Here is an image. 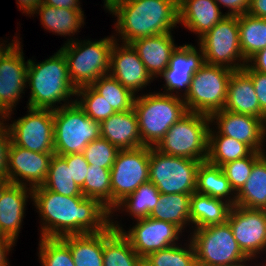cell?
<instances>
[{"label":"cell","mask_w":266,"mask_h":266,"mask_svg":"<svg viewBox=\"0 0 266 266\" xmlns=\"http://www.w3.org/2000/svg\"><path fill=\"white\" fill-rule=\"evenodd\" d=\"M227 222L240 249L251 261L266 250V210L234 205Z\"/></svg>","instance_id":"cell-16"},{"label":"cell","mask_w":266,"mask_h":266,"mask_svg":"<svg viewBox=\"0 0 266 266\" xmlns=\"http://www.w3.org/2000/svg\"><path fill=\"white\" fill-rule=\"evenodd\" d=\"M35 63L29 59L27 83L31 91L27 107L55 110L61 101L65 102L63 106L74 103H69L68 98L76 95L77 88L70 79L63 53L58 50L49 59Z\"/></svg>","instance_id":"cell-3"},{"label":"cell","mask_w":266,"mask_h":266,"mask_svg":"<svg viewBox=\"0 0 266 266\" xmlns=\"http://www.w3.org/2000/svg\"><path fill=\"white\" fill-rule=\"evenodd\" d=\"M0 176L8 182V154L11 144V135L8 125L4 123L3 117H0Z\"/></svg>","instance_id":"cell-45"},{"label":"cell","mask_w":266,"mask_h":266,"mask_svg":"<svg viewBox=\"0 0 266 266\" xmlns=\"http://www.w3.org/2000/svg\"><path fill=\"white\" fill-rule=\"evenodd\" d=\"M70 167V173L74 182L81 188L84 185L88 173V162L83 153H75L61 156Z\"/></svg>","instance_id":"cell-44"},{"label":"cell","mask_w":266,"mask_h":266,"mask_svg":"<svg viewBox=\"0 0 266 266\" xmlns=\"http://www.w3.org/2000/svg\"><path fill=\"white\" fill-rule=\"evenodd\" d=\"M42 4L56 8L81 9L79 0H42Z\"/></svg>","instance_id":"cell-50"},{"label":"cell","mask_w":266,"mask_h":266,"mask_svg":"<svg viewBox=\"0 0 266 266\" xmlns=\"http://www.w3.org/2000/svg\"><path fill=\"white\" fill-rule=\"evenodd\" d=\"M210 116L187 112L174 123L155 148L161 153L206 161Z\"/></svg>","instance_id":"cell-6"},{"label":"cell","mask_w":266,"mask_h":266,"mask_svg":"<svg viewBox=\"0 0 266 266\" xmlns=\"http://www.w3.org/2000/svg\"><path fill=\"white\" fill-rule=\"evenodd\" d=\"M233 70L204 63L192 77L187 95L182 98L188 112L211 116L224 109Z\"/></svg>","instance_id":"cell-8"},{"label":"cell","mask_w":266,"mask_h":266,"mask_svg":"<svg viewBox=\"0 0 266 266\" xmlns=\"http://www.w3.org/2000/svg\"><path fill=\"white\" fill-rule=\"evenodd\" d=\"M137 223L129 231L110 219V225L115 231H120L129 241L134 251L145 258L154 251H159L176 245L182 230L173 223L159 221L151 217L136 219Z\"/></svg>","instance_id":"cell-15"},{"label":"cell","mask_w":266,"mask_h":266,"mask_svg":"<svg viewBox=\"0 0 266 266\" xmlns=\"http://www.w3.org/2000/svg\"><path fill=\"white\" fill-rule=\"evenodd\" d=\"M28 114L9 124L11 141L39 153L54 152V115L51 109L27 108Z\"/></svg>","instance_id":"cell-13"},{"label":"cell","mask_w":266,"mask_h":266,"mask_svg":"<svg viewBox=\"0 0 266 266\" xmlns=\"http://www.w3.org/2000/svg\"><path fill=\"white\" fill-rule=\"evenodd\" d=\"M160 192L157 187L150 181L141 184L132 194L126 196L119 202L110 212V218L113 211L120 210L125 207V211L129 212L131 217L135 219L149 217L152 210L160 200Z\"/></svg>","instance_id":"cell-35"},{"label":"cell","mask_w":266,"mask_h":266,"mask_svg":"<svg viewBox=\"0 0 266 266\" xmlns=\"http://www.w3.org/2000/svg\"><path fill=\"white\" fill-rule=\"evenodd\" d=\"M76 96L81 98L74 101L94 121L101 123L116 113L105 98L98 94L90 85L77 88Z\"/></svg>","instance_id":"cell-41"},{"label":"cell","mask_w":266,"mask_h":266,"mask_svg":"<svg viewBox=\"0 0 266 266\" xmlns=\"http://www.w3.org/2000/svg\"><path fill=\"white\" fill-rule=\"evenodd\" d=\"M27 194L32 199V188L6 181L0 185V229L14 243L21 229Z\"/></svg>","instance_id":"cell-21"},{"label":"cell","mask_w":266,"mask_h":266,"mask_svg":"<svg viewBox=\"0 0 266 266\" xmlns=\"http://www.w3.org/2000/svg\"><path fill=\"white\" fill-rule=\"evenodd\" d=\"M39 258L42 266H75L68 244L61 237H40Z\"/></svg>","instance_id":"cell-40"},{"label":"cell","mask_w":266,"mask_h":266,"mask_svg":"<svg viewBox=\"0 0 266 266\" xmlns=\"http://www.w3.org/2000/svg\"><path fill=\"white\" fill-rule=\"evenodd\" d=\"M220 10L215 0H181L178 3L179 23L197 33L200 39L226 16Z\"/></svg>","instance_id":"cell-25"},{"label":"cell","mask_w":266,"mask_h":266,"mask_svg":"<svg viewBox=\"0 0 266 266\" xmlns=\"http://www.w3.org/2000/svg\"><path fill=\"white\" fill-rule=\"evenodd\" d=\"M14 242L11 239H2L0 240V266H9L7 259V254L12 250Z\"/></svg>","instance_id":"cell-51"},{"label":"cell","mask_w":266,"mask_h":266,"mask_svg":"<svg viewBox=\"0 0 266 266\" xmlns=\"http://www.w3.org/2000/svg\"><path fill=\"white\" fill-rule=\"evenodd\" d=\"M106 9H109L115 2L119 0H103Z\"/></svg>","instance_id":"cell-53"},{"label":"cell","mask_w":266,"mask_h":266,"mask_svg":"<svg viewBox=\"0 0 266 266\" xmlns=\"http://www.w3.org/2000/svg\"><path fill=\"white\" fill-rule=\"evenodd\" d=\"M196 192L226 200L232 206L236 204V193L231 188L222 167L207 161L201 162L197 169Z\"/></svg>","instance_id":"cell-28"},{"label":"cell","mask_w":266,"mask_h":266,"mask_svg":"<svg viewBox=\"0 0 266 266\" xmlns=\"http://www.w3.org/2000/svg\"><path fill=\"white\" fill-rule=\"evenodd\" d=\"M36 13L40 15L41 25L46 30L65 37L75 35L85 23L82 9L56 8L41 4L34 12Z\"/></svg>","instance_id":"cell-27"},{"label":"cell","mask_w":266,"mask_h":266,"mask_svg":"<svg viewBox=\"0 0 266 266\" xmlns=\"http://www.w3.org/2000/svg\"><path fill=\"white\" fill-rule=\"evenodd\" d=\"M253 150L245 143L234 138L221 135L218 131L209 128L208 154L206 161L222 167L234 160L248 157Z\"/></svg>","instance_id":"cell-31"},{"label":"cell","mask_w":266,"mask_h":266,"mask_svg":"<svg viewBox=\"0 0 266 266\" xmlns=\"http://www.w3.org/2000/svg\"><path fill=\"white\" fill-rule=\"evenodd\" d=\"M249 15L266 19V0H250Z\"/></svg>","instance_id":"cell-49"},{"label":"cell","mask_w":266,"mask_h":266,"mask_svg":"<svg viewBox=\"0 0 266 266\" xmlns=\"http://www.w3.org/2000/svg\"><path fill=\"white\" fill-rule=\"evenodd\" d=\"M202 161L167 155L150 147L149 181L161 194H193Z\"/></svg>","instance_id":"cell-10"},{"label":"cell","mask_w":266,"mask_h":266,"mask_svg":"<svg viewBox=\"0 0 266 266\" xmlns=\"http://www.w3.org/2000/svg\"><path fill=\"white\" fill-rule=\"evenodd\" d=\"M117 22L115 31L123 43L171 32L179 24L175 0H119L109 9Z\"/></svg>","instance_id":"cell-2"},{"label":"cell","mask_w":266,"mask_h":266,"mask_svg":"<svg viewBox=\"0 0 266 266\" xmlns=\"http://www.w3.org/2000/svg\"><path fill=\"white\" fill-rule=\"evenodd\" d=\"M189 242L187 249L176 244L154 251L143 260L150 266H197L194 246L191 240Z\"/></svg>","instance_id":"cell-39"},{"label":"cell","mask_w":266,"mask_h":266,"mask_svg":"<svg viewBox=\"0 0 266 266\" xmlns=\"http://www.w3.org/2000/svg\"><path fill=\"white\" fill-rule=\"evenodd\" d=\"M32 200L43 220L41 237L99 233L110 225V211L94 198L63 196L40 185L32 188Z\"/></svg>","instance_id":"cell-1"},{"label":"cell","mask_w":266,"mask_h":266,"mask_svg":"<svg viewBox=\"0 0 266 266\" xmlns=\"http://www.w3.org/2000/svg\"><path fill=\"white\" fill-rule=\"evenodd\" d=\"M5 180L0 176V185L4 182Z\"/></svg>","instance_id":"cell-59"},{"label":"cell","mask_w":266,"mask_h":266,"mask_svg":"<svg viewBox=\"0 0 266 266\" xmlns=\"http://www.w3.org/2000/svg\"><path fill=\"white\" fill-rule=\"evenodd\" d=\"M243 69L251 76L260 109L266 115V74L253 70L248 64Z\"/></svg>","instance_id":"cell-46"},{"label":"cell","mask_w":266,"mask_h":266,"mask_svg":"<svg viewBox=\"0 0 266 266\" xmlns=\"http://www.w3.org/2000/svg\"><path fill=\"white\" fill-rule=\"evenodd\" d=\"M117 37L110 36L99 41L72 38L59 50L65 56L70 79L76 88L91 85L110 72L111 51Z\"/></svg>","instance_id":"cell-5"},{"label":"cell","mask_w":266,"mask_h":266,"mask_svg":"<svg viewBox=\"0 0 266 266\" xmlns=\"http://www.w3.org/2000/svg\"><path fill=\"white\" fill-rule=\"evenodd\" d=\"M150 146L119 150L112 168L111 211L141 184L149 181Z\"/></svg>","instance_id":"cell-12"},{"label":"cell","mask_w":266,"mask_h":266,"mask_svg":"<svg viewBox=\"0 0 266 266\" xmlns=\"http://www.w3.org/2000/svg\"><path fill=\"white\" fill-rule=\"evenodd\" d=\"M58 107L53 110L56 155L83 153L90 142L101 137L100 123L88 117L76 102Z\"/></svg>","instance_id":"cell-7"},{"label":"cell","mask_w":266,"mask_h":266,"mask_svg":"<svg viewBox=\"0 0 266 266\" xmlns=\"http://www.w3.org/2000/svg\"><path fill=\"white\" fill-rule=\"evenodd\" d=\"M264 152L265 150H263L262 148L259 150L261 159H263L266 162V154Z\"/></svg>","instance_id":"cell-55"},{"label":"cell","mask_w":266,"mask_h":266,"mask_svg":"<svg viewBox=\"0 0 266 266\" xmlns=\"http://www.w3.org/2000/svg\"><path fill=\"white\" fill-rule=\"evenodd\" d=\"M142 260L120 231L111 225L103 230V266H139Z\"/></svg>","instance_id":"cell-29"},{"label":"cell","mask_w":266,"mask_h":266,"mask_svg":"<svg viewBox=\"0 0 266 266\" xmlns=\"http://www.w3.org/2000/svg\"><path fill=\"white\" fill-rule=\"evenodd\" d=\"M142 145L155 147L168 129L188 111L181 97L169 94H143L134 99Z\"/></svg>","instance_id":"cell-4"},{"label":"cell","mask_w":266,"mask_h":266,"mask_svg":"<svg viewBox=\"0 0 266 266\" xmlns=\"http://www.w3.org/2000/svg\"><path fill=\"white\" fill-rule=\"evenodd\" d=\"M259 158V152L253 151L248 157L234 160L222 166V170L235 193L243 187L251 174L253 164Z\"/></svg>","instance_id":"cell-43"},{"label":"cell","mask_w":266,"mask_h":266,"mask_svg":"<svg viewBox=\"0 0 266 266\" xmlns=\"http://www.w3.org/2000/svg\"><path fill=\"white\" fill-rule=\"evenodd\" d=\"M192 194H160V200L149 217L175 224L181 230L190 224V198Z\"/></svg>","instance_id":"cell-33"},{"label":"cell","mask_w":266,"mask_h":266,"mask_svg":"<svg viewBox=\"0 0 266 266\" xmlns=\"http://www.w3.org/2000/svg\"><path fill=\"white\" fill-rule=\"evenodd\" d=\"M199 48L197 50L192 44L176 47L171 55L168 67L160 74V77H163L165 81L164 88H166V91L163 94L181 98L187 95L193 75L205 63L203 50L200 46ZM182 88L185 89L183 97L181 94L179 96L178 93Z\"/></svg>","instance_id":"cell-18"},{"label":"cell","mask_w":266,"mask_h":266,"mask_svg":"<svg viewBox=\"0 0 266 266\" xmlns=\"http://www.w3.org/2000/svg\"><path fill=\"white\" fill-rule=\"evenodd\" d=\"M248 62L253 70L266 74V47L253 55Z\"/></svg>","instance_id":"cell-48"},{"label":"cell","mask_w":266,"mask_h":266,"mask_svg":"<svg viewBox=\"0 0 266 266\" xmlns=\"http://www.w3.org/2000/svg\"><path fill=\"white\" fill-rule=\"evenodd\" d=\"M42 186L63 196L85 197L81 188L74 182L67 162L56 154L51 158L48 174Z\"/></svg>","instance_id":"cell-36"},{"label":"cell","mask_w":266,"mask_h":266,"mask_svg":"<svg viewBox=\"0 0 266 266\" xmlns=\"http://www.w3.org/2000/svg\"><path fill=\"white\" fill-rule=\"evenodd\" d=\"M193 230L190 240L197 266L231 265L250 260L240 249L228 222Z\"/></svg>","instance_id":"cell-9"},{"label":"cell","mask_w":266,"mask_h":266,"mask_svg":"<svg viewBox=\"0 0 266 266\" xmlns=\"http://www.w3.org/2000/svg\"><path fill=\"white\" fill-rule=\"evenodd\" d=\"M61 238L68 244L75 266H103V231Z\"/></svg>","instance_id":"cell-30"},{"label":"cell","mask_w":266,"mask_h":266,"mask_svg":"<svg viewBox=\"0 0 266 266\" xmlns=\"http://www.w3.org/2000/svg\"><path fill=\"white\" fill-rule=\"evenodd\" d=\"M88 173L81 187L83 196L97 199L111 212L110 169L88 165Z\"/></svg>","instance_id":"cell-38"},{"label":"cell","mask_w":266,"mask_h":266,"mask_svg":"<svg viewBox=\"0 0 266 266\" xmlns=\"http://www.w3.org/2000/svg\"><path fill=\"white\" fill-rule=\"evenodd\" d=\"M2 239H9V238L5 237V236L3 235V233L1 232V229H0V240H2Z\"/></svg>","instance_id":"cell-57"},{"label":"cell","mask_w":266,"mask_h":266,"mask_svg":"<svg viewBox=\"0 0 266 266\" xmlns=\"http://www.w3.org/2000/svg\"><path fill=\"white\" fill-rule=\"evenodd\" d=\"M224 109L261 118L266 123V115L260 109L251 76L244 69L232 72Z\"/></svg>","instance_id":"cell-22"},{"label":"cell","mask_w":266,"mask_h":266,"mask_svg":"<svg viewBox=\"0 0 266 266\" xmlns=\"http://www.w3.org/2000/svg\"><path fill=\"white\" fill-rule=\"evenodd\" d=\"M98 94L105 98L116 112L133 109L136 94L125 88L110 74L103 75L90 85Z\"/></svg>","instance_id":"cell-37"},{"label":"cell","mask_w":266,"mask_h":266,"mask_svg":"<svg viewBox=\"0 0 266 266\" xmlns=\"http://www.w3.org/2000/svg\"><path fill=\"white\" fill-rule=\"evenodd\" d=\"M210 120L211 123H217L216 129L221 135L241 141L255 152L263 148L266 123L261 118L222 109L214 112Z\"/></svg>","instance_id":"cell-19"},{"label":"cell","mask_w":266,"mask_h":266,"mask_svg":"<svg viewBox=\"0 0 266 266\" xmlns=\"http://www.w3.org/2000/svg\"><path fill=\"white\" fill-rule=\"evenodd\" d=\"M217 5H223L229 9L225 15L241 16L248 12L250 0H215Z\"/></svg>","instance_id":"cell-47"},{"label":"cell","mask_w":266,"mask_h":266,"mask_svg":"<svg viewBox=\"0 0 266 266\" xmlns=\"http://www.w3.org/2000/svg\"><path fill=\"white\" fill-rule=\"evenodd\" d=\"M109 74L133 94L154 79L133 47L126 43L119 47L117 41L114 42L111 51Z\"/></svg>","instance_id":"cell-20"},{"label":"cell","mask_w":266,"mask_h":266,"mask_svg":"<svg viewBox=\"0 0 266 266\" xmlns=\"http://www.w3.org/2000/svg\"><path fill=\"white\" fill-rule=\"evenodd\" d=\"M118 152L119 149L116 146L99 137L84 148L83 155L89 165L111 169Z\"/></svg>","instance_id":"cell-42"},{"label":"cell","mask_w":266,"mask_h":266,"mask_svg":"<svg viewBox=\"0 0 266 266\" xmlns=\"http://www.w3.org/2000/svg\"><path fill=\"white\" fill-rule=\"evenodd\" d=\"M20 44L18 39L12 40L0 54V117L5 120L17 105L20 94L25 93L27 85L29 60L25 62Z\"/></svg>","instance_id":"cell-14"},{"label":"cell","mask_w":266,"mask_h":266,"mask_svg":"<svg viewBox=\"0 0 266 266\" xmlns=\"http://www.w3.org/2000/svg\"><path fill=\"white\" fill-rule=\"evenodd\" d=\"M171 34L168 32L142 37L129 43L153 78L159 77L168 67L171 55L177 47Z\"/></svg>","instance_id":"cell-23"},{"label":"cell","mask_w":266,"mask_h":266,"mask_svg":"<svg viewBox=\"0 0 266 266\" xmlns=\"http://www.w3.org/2000/svg\"><path fill=\"white\" fill-rule=\"evenodd\" d=\"M139 266H150V265L147 264L144 260H142Z\"/></svg>","instance_id":"cell-58"},{"label":"cell","mask_w":266,"mask_h":266,"mask_svg":"<svg viewBox=\"0 0 266 266\" xmlns=\"http://www.w3.org/2000/svg\"><path fill=\"white\" fill-rule=\"evenodd\" d=\"M54 154L33 152L16 146L11 141L8 154V182L24 186L29 184L30 188L42 185Z\"/></svg>","instance_id":"cell-17"},{"label":"cell","mask_w":266,"mask_h":266,"mask_svg":"<svg viewBox=\"0 0 266 266\" xmlns=\"http://www.w3.org/2000/svg\"><path fill=\"white\" fill-rule=\"evenodd\" d=\"M240 49L248 60L266 47V19L245 13L238 16Z\"/></svg>","instance_id":"cell-34"},{"label":"cell","mask_w":266,"mask_h":266,"mask_svg":"<svg viewBox=\"0 0 266 266\" xmlns=\"http://www.w3.org/2000/svg\"><path fill=\"white\" fill-rule=\"evenodd\" d=\"M17 6L23 10V13L34 14L36 9L42 4V0H17Z\"/></svg>","instance_id":"cell-52"},{"label":"cell","mask_w":266,"mask_h":266,"mask_svg":"<svg viewBox=\"0 0 266 266\" xmlns=\"http://www.w3.org/2000/svg\"><path fill=\"white\" fill-rule=\"evenodd\" d=\"M199 40L205 63L224 66L233 71L243 69L248 63L240 49L238 16L226 15Z\"/></svg>","instance_id":"cell-11"},{"label":"cell","mask_w":266,"mask_h":266,"mask_svg":"<svg viewBox=\"0 0 266 266\" xmlns=\"http://www.w3.org/2000/svg\"><path fill=\"white\" fill-rule=\"evenodd\" d=\"M101 137L119 150L142 147L138 118L134 109L116 112L100 123Z\"/></svg>","instance_id":"cell-24"},{"label":"cell","mask_w":266,"mask_h":266,"mask_svg":"<svg viewBox=\"0 0 266 266\" xmlns=\"http://www.w3.org/2000/svg\"><path fill=\"white\" fill-rule=\"evenodd\" d=\"M235 205L266 210V162L261 157L253 164L249 178L236 193Z\"/></svg>","instance_id":"cell-32"},{"label":"cell","mask_w":266,"mask_h":266,"mask_svg":"<svg viewBox=\"0 0 266 266\" xmlns=\"http://www.w3.org/2000/svg\"><path fill=\"white\" fill-rule=\"evenodd\" d=\"M3 45V46H2ZM8 45H10V43L9 44H6V46L4 45V43H1L0 44V54L6 49V47H8ZM5 47V48H4Z\"/></svg>","instance_id":"cell-56"},{"label":"cell","mask_w":266,"mask_h":266,"mask_svg":"<svg viewBox=\"0 0 266 266\" xmlns=\"http://www.w3.org/2000/svg\"><path fill=\"white\" fill-rule=\"evenodd\" d=\"M231 208L232 205L225 200L195 191L190 198V223L196 229L226 223Z\"/></svg>","instance_id":"cell-26"},{"label":"cell","mask_w":266,"mask_h":266,"mask_svg":"<svg viewBox=\"0 0 266 266\" xmlns=\"http://www.w3.org/2000/svg\"><path fill=\"white\" fill-rule=\"evenodd\" d=\"M244 263L245 262L235 263V264H231V265H218V266H248V265H245ZM204 266H207V265H204ZM262 266H265V265H262Z\"/></svg>","instance_id":"cell-54"}]
</instances>
